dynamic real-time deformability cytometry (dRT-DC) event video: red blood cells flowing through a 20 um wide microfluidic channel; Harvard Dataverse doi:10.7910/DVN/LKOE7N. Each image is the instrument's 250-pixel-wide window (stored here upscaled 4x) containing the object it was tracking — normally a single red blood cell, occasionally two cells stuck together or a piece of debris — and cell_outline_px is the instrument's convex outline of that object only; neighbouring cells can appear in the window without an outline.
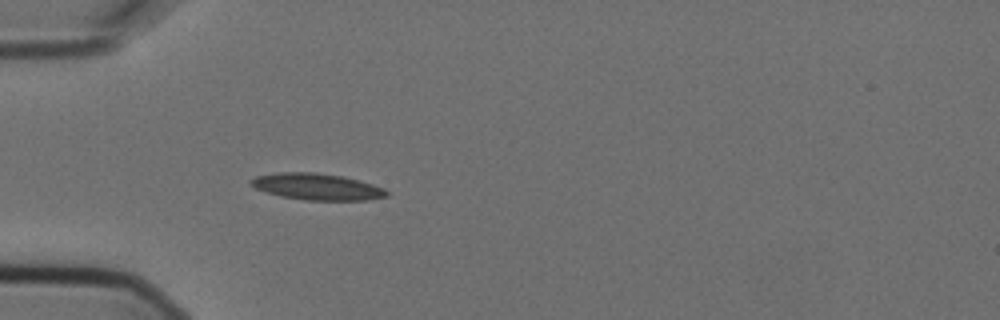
{"species": "Egyptian fruit bat (a non-hibernating species)", "species_latin": "Rousettus aegyptiacus", "temperature_condition": "cold", "stored_images_in_passage": 1, "camera_frame_rate_fps": 3000, "um_per_image_px": 0.085, "animal": {"sex": "female"}, "frame": {"image": 1, "passage_image": 1, "time_ms": 0.0, "image_size_px": [1000, 320], "cell_outline_px": [[388, 196], [368, 200], [304, 200], [280, 196], [256, 188], [248, 184], [248, 180], [256, 176], [280, 172], [316, 172], [344, 176], [360, 180], [384, 188], [388, 192]], "centroid_in_image_um": [26.94, 15.86], "position_along_channel_um": 58.1, "area_um2": 21.1}}